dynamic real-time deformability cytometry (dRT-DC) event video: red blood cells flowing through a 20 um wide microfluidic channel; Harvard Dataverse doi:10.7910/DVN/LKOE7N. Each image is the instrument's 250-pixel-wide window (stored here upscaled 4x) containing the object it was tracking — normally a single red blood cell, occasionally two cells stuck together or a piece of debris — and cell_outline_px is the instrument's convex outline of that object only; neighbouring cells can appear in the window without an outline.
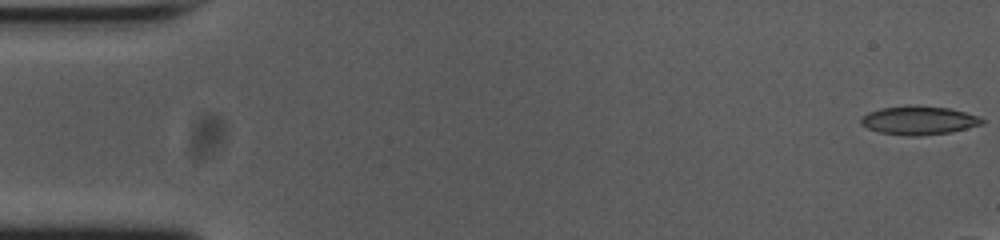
{"species": "common noctule bat (a hibernating species)", "species_latin": "Nyctalus noctula", "temperature_condition": "cold", "stored_images_in_passage": 10, "camera_frame_rate_fps": 3000, "um_per_image_px": 0.085, "animal": {"sex": "female", "body_mass_g": 23.0, "forearm_length_mm": 53.4}, "frame": {"image": 1, "passage_image": 1, "time_ms": 0.0, "image_size_px": [1000, 240], "cell_outline_px": [[984, 124], [952, 132], [924, 136], [904, 136], [880, 132], [868, 128], [860, 124], [860, 120], [868, 112], [880, 108], [912, 104], [948, 108], [964, 112], [976, 116], [984, 120]], "centroid_in_image_um": [78.09, 10.23], "position_along_channel_um": 6.9, "area_um2": 20.4}}